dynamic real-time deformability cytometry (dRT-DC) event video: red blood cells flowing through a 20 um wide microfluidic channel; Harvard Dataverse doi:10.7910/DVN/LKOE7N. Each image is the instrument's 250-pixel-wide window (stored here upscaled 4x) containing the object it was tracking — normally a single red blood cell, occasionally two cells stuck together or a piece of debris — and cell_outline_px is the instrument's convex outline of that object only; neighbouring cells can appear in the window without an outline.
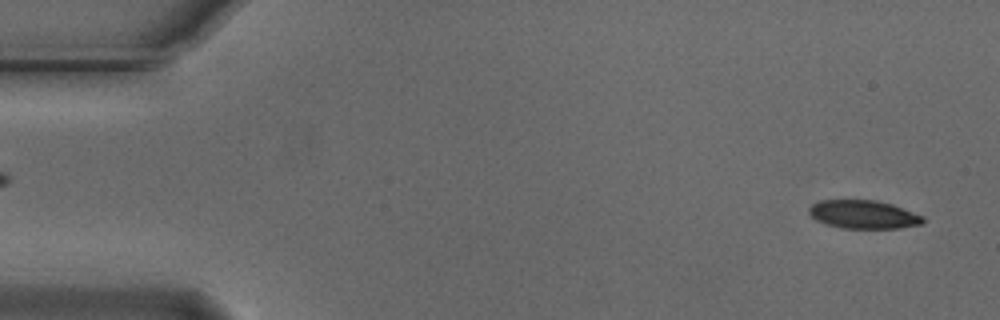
{"species": "Egyptian fruit bat (a non-hibernating species)", "species_latin": "Rousettus aegyptiacus", "temperature_condition": "cold", "stored_images_in_passage": 36, "camera_frame_rate_fps": 3000, "um_per_image_px": 0.085, "animal": {"sex": "male"}, "frame": {"image": 1, "passage_image": 2, "time_ms": 0.333, "image_size_px": [1000, 320], "cell_outline_px": [[924, 220], [920, 224], [900, 228], [840, 228], [824, 224], [816, 220], [808, 212], [808, 208], [812, 204], [820, 200], [876, 200], [892, 204], [924, 216]], "centroid_in_image_um": [73.36, 18.23], "position_along_channel_um": 11.6, "area_um2": 18.9}}
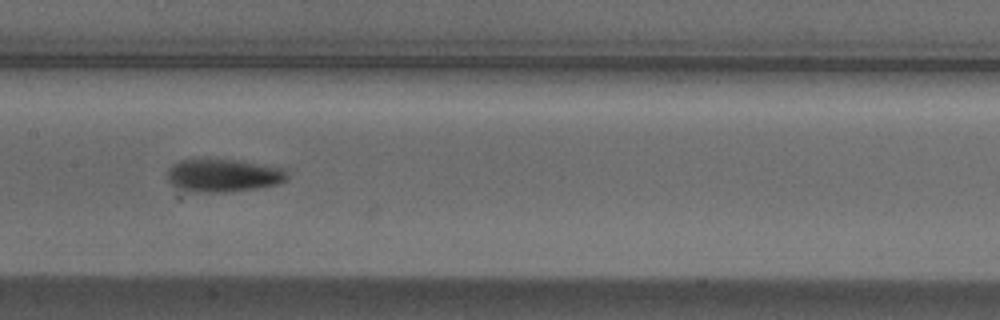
{"frame": {"image": 2, "passage_image": 26, "time_ms": 8.333, "image_size_px": [1000, 320], "cell_outline_px": [[288, 176], [284, 180], [276, 184], [256, 188], [224, 192], [188, 192], [168, 184], [168, 168], [172, 164], [180, 160], [236, 160], [284, 168], [288, 172]], "centroid_in_image_um": [18.93, 14.92], "position_along_channel_um": 188.5, "area_um2": 22.89}}
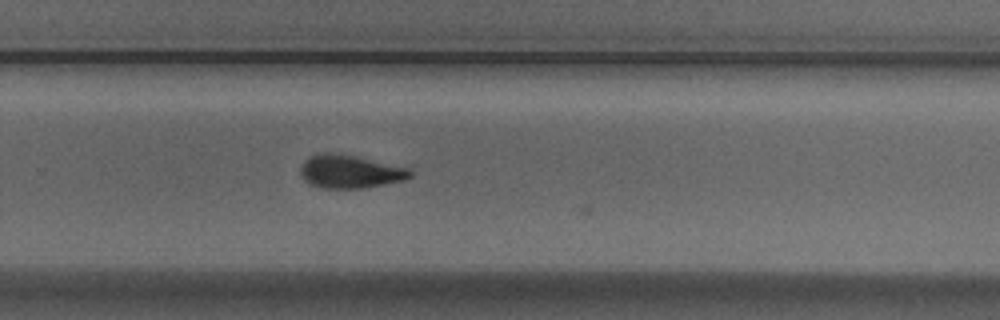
{"frame": {"image": 3, "passage_image": 35, "time_ms": 11.333, "image_size_px": [1000, 320], "cell_outline_px": [[412, 176], [404, 180], [364, 188], [324, 188], [312, 184], [304, 180], [300, 176], [300, 168], [304, 160], [308, 156], [316, 152], [340, 152], [412, 168]], "centroid_in_image_um": [29.75, 14.54], "position_along_channel_um": 300.1, "area_um2": 21.79}}